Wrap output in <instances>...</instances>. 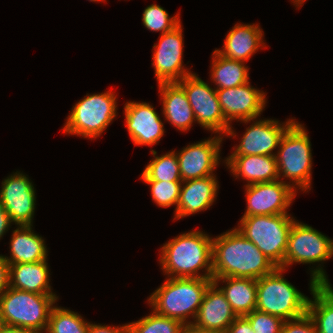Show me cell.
<instances>
[{"label": "cell", "mask_w": 333, "mask_h": 333, "mask_svg": "<svg viewBox=\"0 0 333 333\" xmlns=\"http://www.w3.org/2000/svg\"><path fill=\"white\" fill-rule=\"evenodd\" d=\"M281 333H317V328L307 312L298 318L284 321Z\"/></svg>", "instance_id": "34"}, {"label": "cell", "mask_w": 333, "mask_h": 333, "mask_svg": "<svg viewBox=\"0 0 333 333\" xmlns=\"http://www.w3.org/2000/svg\"><path fill=\"white\" fill-rule=\"evenodd\" d=\"M142 21L144 26L151 31H162L161 34L172 31L181 22L178 14L169 17L163 7L152 4L144 9Z\"/></svg>", "instance_id": "31"}, {"label": "cell", "mask_w": 333, "mask_h": 333, "mask_svg": "<svg viewBox=\"0 0 333 333\" xmlns=\"http://www.w3.org/2000/svg\"><path fill=\"white\" fill-rule=\"evenodd\" d=\"M283 271L277 267L272 273L257 279L256 309L286 321L307 313L309 298L283 278Z\"/></svg>", "instance_id": "6"}, {"label": "cell", "mask_w": 333, "mask_h": 333, "mask_svg": "<svg viewBox=\"0 0 333 333\" xmlns=\"http://www.w3.org/2000/svg\"><path fill=\"white\" fill-rule=\"evenodd\" d=\"M237 317L225 295L212 283L204 294L195 322L190 324L203 329L226 332Z\"/></svg>", "instance_id": "18"}, {"label": "cell", "mask_w": 333, "mask_h": 333, "mask_svg": "<svg viewBox=\"0 0 333 333\" xmlns=\"http://www.w3.org/2000/svg\"><path fill=\"white\" fill-rule=\"evenodd\" d=\"M255 333H281L284 320L257 309L245 315Z\"/></svg>", "instance_id": "33"}, {"label": "cell", "mask_w": 333, "mask_h": 333, "mask_svg": "<svg viewBox=\"0 0 333 333\" xmlns=\"http://www.w3.org/2000/svg\"><path fill=\"white\" fill-rule=\"evenodd\" d=\"M151 185L152 198L160 207H170L179 200L182 181H144Z\"/></svg>", "instance_id": "32"}, {"label": "cell", "mask_w": 333, "mask_h": 333, "mask_svg": "<svg viewBox=\"0 0 333 333\" xmlns=\"http://www.w3.org/2000/svg\"><path fill=\"white\" fill-rule=\"evenodd\" d=\"M276 156L279 177L295 182L302 190L310 189L312 153L310 139L305 128L294 122L284 133Z\"/></svg>", "instance_id": "7"}, {"label": "cell", "mask_w": 333, "mask_h": 333, "mask_svg": "<svg viewBox=\"0 0 333 333\" xmlns=\"http://www.w3.org/2000/svg\"><path fill=\"white\" fill-rule=\"evenodd\" d=\"M288 214L242 217L238 231L276 266H284L290 229L294 223Z\"/></svg>", "instance_id": "4"}, {"label": "cell", "mask_w": 333, "mask_h": 333, "mask_svg": "<svg viewBox=\"0 0 333 333\" xmlns=\"http://www.w3.org/2000/svg\"><path fill=\"white\" fill-rule=\"evenodd\" d=\"M311 274L310 291L314 301L309 299L307 312L317 333H333V289L322 267L312 270Z\"/></svg>", "instance_id": "19"}, {"label": "cell", "mask_w": 333, "mask_h": 333, "mask_svg": "<svg viewBox=\"0 0 333 333\" xmlns=\"http://www.w3.org/2000/svg\"><path fill=\"white\" fill-rule=\"evenodd\" d=\"M4 326H5V322H4V319H3L2 308H1V304H0V329Z\"/></svg>", "instance_id": "41"}, {"label": "cell", "mask_w": 333, "mask_h": 333, "mask_svg": "<svg viewBox=\"0 0 333 333\" xmlns=\"http://www.w3.org/2000/svg\"><path fill=\"white\" fill-rule=\"evenodd\" d=\"M216 176H206L194 180L182 181L185 185L180 189L175 218L194 214L208 209L217 196L218 181Z\"/></svg>", "instance_id": "20"}, {"label": "cell", "mask_w": 333, "mask_h": 333, "mask_svg": "<svg viewBox=\"0 0 333 333\" xmlns=\"http://www.w3.org/2000/svg\"><path fill=\"white\" fill-rule=\"evenodd\" d=\"M9 215L7 214L5 208L0 203V238L3 236L6 231H8L11 224Z\"/></svg>", "instance_id": "38"}, {"label": "cell", "mask_w": 333, "mask_h": 333, "mask_svg": "<svg viewBox=\"0 0 333 333\" xmlns=\"http://www.w3.org/2000/svg\"><path fill=\"white\" fill-rule=\"evenodd\" d=\"M10 287L9 264L0 255V295L4 294Z\"/></svg>", "instance_id": "36"}, {"label": "cell", "mask_w": 333, "mask_h": 333, "mask_svg": "<svg viewBox=\"0 0 333 333\" xmlns=\"http://www.w3.org/2000/svg\"><path fill=\"white\" fill-rule=\"evenodd\" d=\"M10 251V258L3 256L9 265L40 262L47 259L44 239L33 232L31 225H20L13 230Z\"/></svg>", "instance_id": "24"}, {"label": "cell", "mask_w": 333, "mask_h": 333, "mask_svg": "<svg viewBox=\"0 0 333 333\" xmlns=\"http://www.w3.org/2000/svg\"><path fill=\"white\" fill-rule=\"evenodd\" d=\"M57 299L56 295L37 294L9 287L0 295L5 325L43 333Z\"/></svg>", "instance_id": "5"}, {"label": "cell", "mask_w": 333, "mask_h": 333, "mask_svg": "<svg viewBox=\"0 0 333 333\" xmlns=\"http://www.w3.org/2000/svg\"><path fill=\"white\" fill-rule=\"evenodd\" d=\"M257 25L236 24L228 32L223 50L215 51L228 59L245 62L263 45L262 30ZM262 44V45H261Z\"/></svg>", "instance_id": "22"}, {"label": "cell", "mask_w": 333, "mask_h": 333, "mask_svg": "<svg viewBox=\"0 0 333 333\" xmlns=\"http://www.w3.org/2000/svg\"><path fill=\"white\" fill-rule=\"evenodd\" d=\"M213 278H169L149 297L153 311L161 316L179 320L184 326L186 319H195L204 294Z\"/></svg>", "instance_id": "3"}, {"label": "cell", "mask_w": 333, "mask_h": 333, "mask_svg": "<svg viewBox=\"0 0 333 333\" xmlns=\"http://www.w3.org/2000/svg\"><path fill=\"white\" fill-rule=\"evenodd\" d=\"M124 107L126 127L134 144H157L164 135V126L154 107L146 102H127Z\"/></svg>", "instance_id": "17"}, {"label": "cell", "mask_w": 333, "mask_h": 333, "mask_svg": "<svg viewBox=\"0 0 333 333\" xmlns=\"http://www.w3.org/2000/svg\"><path fill=\"white\" fill-rule=\"evenodd\" d=\"M0 203L11 222L16 225H31L35 210V190L26 175L16 172L2 182Z\"/></svg>", "instance_id": "13"}, {"label": "cell", "mask_w": 333, "mask_h": 333, "mask_svg": "<svg viewBox=\"0 0 333 333\" xmlns=\"http://www.w3.org/2000/svg\"><path fill=\"white\" fill-rule=\"evenodd\" d=\"M277 267L237 228L212 240L213 278L259 279Z\"/></svg>", "instance_id": "1"}, {"label": "cell", "mask_w": 333, "mask_h": 333, "mask_svg": "<svg viewBox=\"0 0 333 333\" xmlns=\"http://www.w3.org/2000/svg\"><path fill=\"white\" fill-rule=\"evenodd\" d=\"M182 333H226L219 330H210L196 327L192 324H188L184 327Z\"/></svg>", "instance_id": "39"}, {"label": "cell", "mask_w": 333, "mask_h": 333, "mask_svg": "<svg viewBox=\"0 0 333 333\" xmlns=\"http://www.w3.org/2000/svg\"><path fill=\"white\" fill-rule=\"evenodd\" d=\"M225 161L236 178L244 177L248 185L279 179L275 155H230Z\"/></svg>", "instance_id": "21"}, {"label": "cell", "mask_w": 333, "mask_h": 333, "mask_svg": "<svg viewBox=\"0 0 333 333\" xmlns=\"http://www.w3.org/2000/svg\"><path fill=\"white\" fill-rule=\"evenodd\" d=\"M333 241L307 224L294 220L288 236L284 266L294 262L316 263L333 256Z\"/></svg>", "instance_id": "10"}, {"label": "cell", "mask_w": 333, "mask_h": 333, "mask_svg": "<svg viewBox=\"0 0 333 333\" xmlns=\"http://www.w3.org/2000/svg\"><path fill=\"white\" fill-rule=\"evenodd\" d=\"M151 153L155 158L143 170L141 174L143 181H182L175 151L162 156H156L157 152L154 150Z\"/></svg>", "instance_id": "28"}, {"label": "cell", "mask_w": 333, "mask_h": 333, "mask_svg": "<svg viewBox=\"0 0 333 333\" xmlns=\"http://www.w3.org/2000/svg\"><path fill=\"white\" fill-rule=\"evenodd\" d=\"M218 101L226 121L238 119L245 123L256 119L263 111L265 94L249 85L234 88L216 89Z\"/></svg>", "instance_id": "14"}, {"label": "cell", "mask_w": 333, "mask_h": 333, "mask_svg": "<svg viewBox=\"0 0 333 333\" xmlns=\"http://www.w3.org/2000/svg\"><path fill=\"white\" fill-rule=\"evenodd\" d=\"M294 122L292 119L284 125L272 119L254 122L231 155H276L273 150L279 148L282 136Z\"/></svg>", "instance_id": "16"}, {"label": "cell", "mask_w": 333, "mask_h": 333, "mask_svg": "<svg viewBox=\"0 0 333 333\" xmlns=\"http://www.w3.org/2000/svg\"><path fill=\"white\" fill-rule=\"evenodd\" d=\"M0 333H38L32 330L24 329V328H17L13 326L5 325L0 329Z\"/></svg>", "instance_id": "40"}, {"label": "cell", "mask_w": 333, "mask_h": 333, "mask_svg": "<svg viewBox=\"0 0 333 333\" xmlns=\"http://www.w3.org/2000/svg\"><path fill=\"white\" fill-rule=\"evenodd\" d=\"M116 108V95L111 91L87 94L71 110L63 127L64 133L96 138L115 118Z\"/></svg>", "instance_id": "8"}, {"label": "cell", "mask_w": 333, "mask_h": 333, "mask_svg": "<svg viewBox=\"0 0 333 333\" xmlns=\"http://www.w3.org/2000/svg\"><path fill=\"white\" fill-rule=\"evenodd\" d=\"M89 323L82 316L65 308L53 306L49 315L47 333H87Z\"/></svg>", "instance_id": "29"}, {"label": "cell", "mask_w": 333, "mask_h": 333, "mask_svg": "<svg viewBox=\"0 0 333 333\" xmlns=\"http://www.w3.org/2000/svg\"><path fill=\"white\" fill-rule=\"evenodd\" d=\"M247 209L243 217L253 215L288 214L296 193L290 183L273 182L246 184Z\"/></svg>", "instance_id": "11"}, {"label": "cell", "mask_w": 333, "mask_h": 333, "mask_svg": "<svg viewBox=\"0 0 333 333\" xmlns=\"http://www.w3.org/2000/svg\"><path fill=\"white\" fill-rule=\"evenodd\" d=\"M221 142L222 137L217 136L191 144L183 148L180 153H176L182 181L214 175V168L220 159Z\"/></svg>", "instance_id": "15"}, {"label": "cell", "mask_w": 333, "mask_h": 333, "mask_svg": "<svg viewBox=\"0 0 333 333\" xmlns=\"http://www.w3.org/2000/svg\"><path fill=\"white\" fill-rule=\"evenodd\" d=\"M212 238L201 231L175 237L161 249L163 272L171 278H213ZM206 269L204 275L198 270Z\"/></svg>", "instance_id": "2"}, {"label": "cell", "mask_w": 333, "mask_h": 333, "mask_svg": "<svg viewBox=\"0 0 333 333\" xmlns=\"http://www.w3.org/2000/svg\"><path fill=\"white\" fill-rule=\"evenodd\" d=\"M158 86L165 119L181 131L188 130L196 119L184 89L177 82L159 83Z\"/></svg>", "instance_id": "23"}, {"label": "cell", "mask_w": 333, "mask_h": 333, "mask_svg": "<svg viewBox=\"0 0 333 333\" xmlns=\"http://www.w3.org/2000/svg\"><path fill=\"white\" fill-rule=\"evenodd\" d=\"M220 280H223V283L227 282L226 287H221L219 289L225 295L227 301L237 316H245L256 309V279L223 277L213 278V283L218 286Z\"/></svg>", "instance_id": "26"}, {"label": "cell", "mask_w": 333, "mask_h": 333, "mask_svg": "<svg viewBox=\"0 0 333 333\" xmlns=\"http://www.w3.org/2000/svg\"><path fill=\"white\" fill-rule=\"evenodd\" d=\"M211 77L216 89L234 88L249 82L247 67L242 61L231 60L213 52Z\"/></svg>", "instance_id": "27"}, {"label": "cell", "mask_w": 333, "mask_h": 333, "mask_svg": "<svg viewBox=\"0 0 333 333\" xmlns=\"http://www.w3.org/2000/svg\"><path fill=\"white\" fill-rule=\"evenodd\" d=\"M226 333H255L245 316H238L228 327Z\"/></svg>", "instance_id": "35"}, {"label": "cell", "mask_w": 333, "mask_h": 333, "mask_svg": "<svg viewBox=\"0 0 333 333\" xmlns=\"http://www.w3.org/2000/svg\"><path fill=\"white\" fill-rule=\"evenodd\" d=\"M177 83L186 92L195 119L202 127L218 134L235 136L222 113L216 89L209 87L193 73Z\"/></svg>", "instance_id": "9"}, {"label": "cell", "mask_w": 333, "mask_h": 333, "mask_svg": "<svg viewBox=\"0 0 333 333\" xmlns=\"http://www.w3.org/2000/svg\"><path fill=\"white\" fill-rule=\"evenodd\" d=\"M153 63L159 83H173L182 80L191 72L183 69V37L181 24L172 31L161 34L159 43L153 45Z\"/></svg>", "instance_id": "12"}, {"label": "cell", "mask_w": 333, "mask_h": 333, "mask_svg": "<svg viewBox=\"0 0 333 333\" xmlns=\"http://www.w3.org/2000/svg\"><path fill=\"white\" fill-rule=\"evenodd\" d=\"M47 260L9 265L10 287L27 292L55 295L49 284Z\"/></svg>", "instance_id": "25"}, {"label": "cell", "mask_w": 333, "mask_h": 333, "mask_svg": "<svg viewBox=\"0 0 333 333\" xmlns=\"http://www.w3.org/2000/svg\"><path fill=\"white\" fill-rule=\"evenodd\" d=\"M184 327L179 320L155 312L128 324L129 333H182Z\"/></svg>", "instance_id": "30"}, {"label": "cell", "mask_w": 333, "mask_h": 333, "mask_svg": "<svg viewBox=\"0 0 333 333\" xmlns=\"http://www.w3.org/2000/svg\"><path fill=\"white\" fill-rule=\"evenodd\" d=\"M90 1H93V2H98V1H105V0H90Z\"/></svg>", "instance_id": "43"}, {"label": "cell", "mask_w": 333, "mask_h": 333, "mask_svg": "<svg viewBox=\"0 0 333 333\" xmlns=\"http://www.w3.org/2000/svg\"><path fill=\"white\" fill-rule=\"evenodd\" d=\"M87 333H129V329L128 324L120 327H110L89 323Z\"/></svg>", "instance_id": "37"}, {"label": "cell", "mask_w": 333, "mask_h": 333, "mask_svg": "<svg viewBox=\"0 0 333 333\" xmlns=\"http://www.w3.org/2000/svg\"><path fill=\"white\" fill-rule=\"evenodd\" d=\"M293 2L295 3V5L298 6H302V4L305 2V0H293Z\"/></svg>", "instance_id": "42"}]
</instances>
